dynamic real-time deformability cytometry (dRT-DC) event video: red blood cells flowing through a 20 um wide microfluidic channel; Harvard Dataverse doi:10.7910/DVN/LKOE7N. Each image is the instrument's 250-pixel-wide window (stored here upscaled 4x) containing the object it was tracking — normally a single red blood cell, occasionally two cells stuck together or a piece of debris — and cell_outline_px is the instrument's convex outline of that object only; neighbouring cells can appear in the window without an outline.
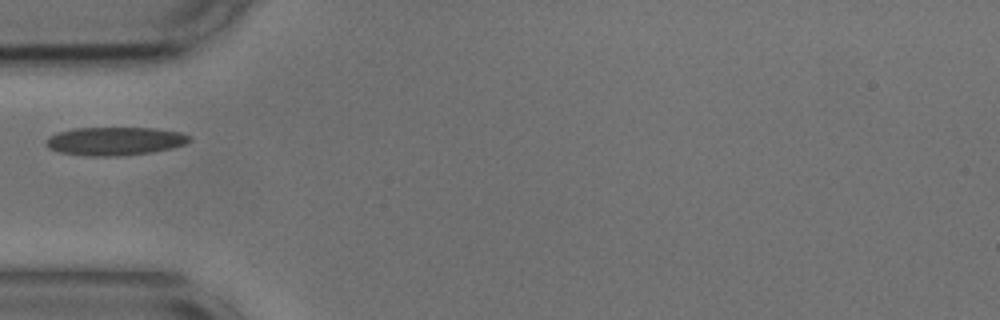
{"species": "common noctule bat (a hibernating species)", "species_latin": "Nyctalus noctula", "temperature_condition": "cold", "stored_images_in_passage": 1, "camera_frame_rate_fps": 3000, "um_per_image_px": 0.085, "animal": {"sex": "male", "body_mass_g": 17.9, "forearm_length_mm": 54.2}, "frame": {"image": 1, "passage_image": 1, "time_ms": 0.0, "image_size_px": [1000, 320], "cell_outline_px": [[192, 140], [184, 144], [172, 148], [152, 152], [120, 156], [88, 156], [60, 152], [48, 148], [44, 144], [44, 140], [48, 136], [60, 132], [76, 128], [156, 128], [180, 132], [192, 136]], "centroid_in_image_um": [9.77, 12.0], "position_along_channel_um": 75.2, "area_um2": 23.81}}